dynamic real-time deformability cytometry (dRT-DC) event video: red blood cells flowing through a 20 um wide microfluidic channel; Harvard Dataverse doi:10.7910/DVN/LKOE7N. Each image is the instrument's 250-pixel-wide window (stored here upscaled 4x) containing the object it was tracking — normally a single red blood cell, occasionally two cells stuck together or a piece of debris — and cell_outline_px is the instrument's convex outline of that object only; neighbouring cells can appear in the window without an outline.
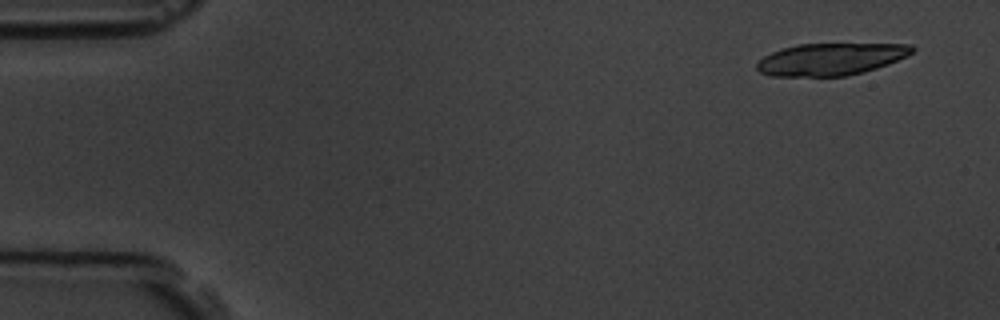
{"species": "common noctule bat (a hibernating species)", "species_latin": "Nyctalus noctula", "temperature_condition": "room temperature", "stored_images_in_passage": 6, "camera_frame_rate_fps": 3000, "um_per_image_px": 0.085, "animal": {"sex": "male", "body_mass_g": 19.5, "forearm_length_mm": 54.6}, "frame": {"image": 1, "passage_image": 1, "time_ms": 0.0, "image_size_px": [1000, 320], "cell_outline_px": [[916, 48], [908, 56], [888, 64], [864, 72], [844, 76], [772, 76], [760, 72], [756, 68], [756, 64], [764, 56], [780, 48], [796, 44], [912, 44]], "centroid_in_image_um": [70.62, 5.02], "position_along_channel_um": 14.4, "area_um2": 29.13}}